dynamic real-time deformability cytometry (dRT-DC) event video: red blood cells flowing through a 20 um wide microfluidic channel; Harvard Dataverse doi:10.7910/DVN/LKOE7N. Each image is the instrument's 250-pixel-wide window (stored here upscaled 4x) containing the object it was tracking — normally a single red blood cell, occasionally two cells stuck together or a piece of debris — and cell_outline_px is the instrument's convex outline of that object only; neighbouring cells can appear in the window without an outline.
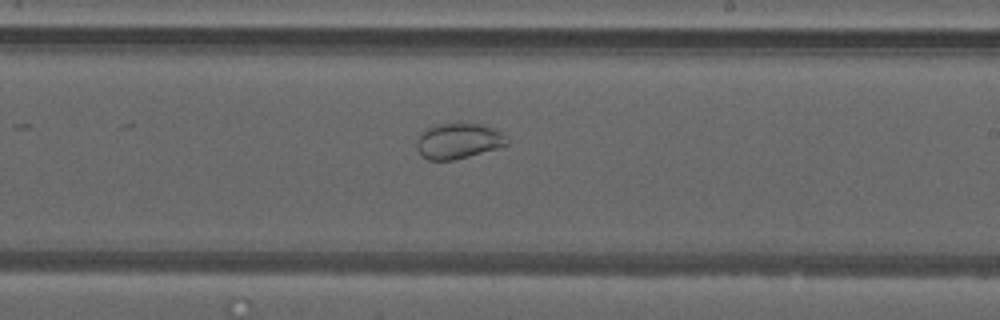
{"species": "common noctule bat (a hibernating species)", "species_latin": "Nyctalus noctula", "temperature_condition": "warm", "stored_images_in_passage": 33, "camera_frame_rate_fps": 3000, "um_per_image_px": 0.085, "animal": {"sex": "male", "forearm_length_mm": 52.5}, "frame": {"image": 1, "passage_image": 19, "time_ms": 6.0, "image_size_px": [1000, 320], "cell_outline_px": [[508, 144], [496, 148], [468, 156], [452, 160], [428, 160], [420, 156], [416, 148], [416, 140], [420, 132], [424, 128], [436, 124], [480, 124], [492, 128], [500, 132], [508, 140]], "centroid_in_image_um": [38.87, 11.99], "position_along_channel_um": 250.1, "area_um2": 18.61}}
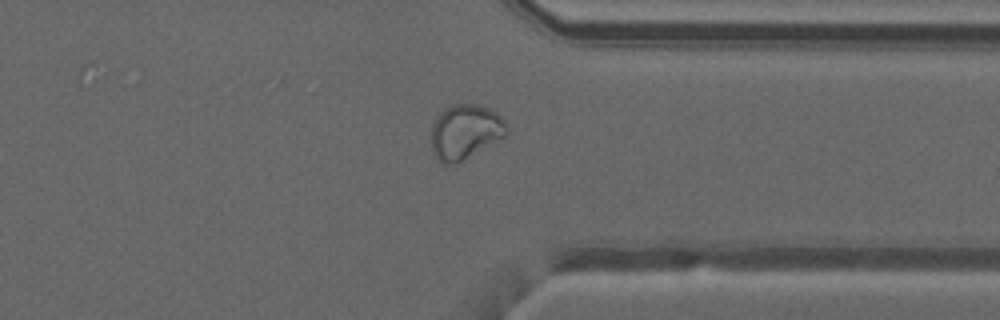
{"frame": {"image": 2, "passage_image": 28, "time_ms": 9.0, "image_size_px": [1000, 320], "cell_outline_px": [[508, 132], [504, 136], [460, 160], [452, 164], [444, 164], [436, 160], [432, 152], [432, 124], [436, 116], [444, 108], [452, 104], [480, 104], [496, 112], [504, 120], [508, 128]], "centroid_in_image_um": [39.5, 11.16], "position_along_channel_um": 371.9, "area_um2": 23.76}, "authors_computed_cell_mechanics": {"area_um2": 23.3512, "velocity_mm_per_s": 4.12, "shape_relaxation_time_tau1_ms": null, "shape_relaxation_time_tau2_ms": 1.3277, "deformation_change_tau1": null, "deformation_change_tau2": 0.0373}}